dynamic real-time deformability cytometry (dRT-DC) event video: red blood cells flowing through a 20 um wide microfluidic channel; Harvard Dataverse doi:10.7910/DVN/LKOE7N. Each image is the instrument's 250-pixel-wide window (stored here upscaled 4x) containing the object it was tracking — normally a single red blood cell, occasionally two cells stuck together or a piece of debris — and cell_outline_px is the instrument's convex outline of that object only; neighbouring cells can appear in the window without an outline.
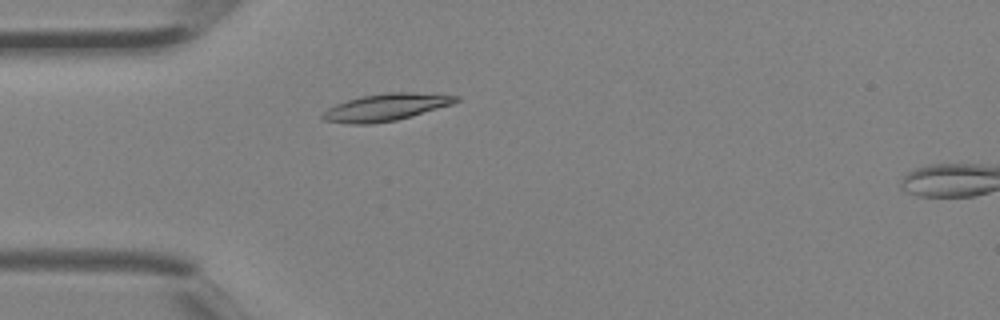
{"species": "Egyptian fruit bat (a non-hibernating species)", "species_latin": "Rousettus aegyptiacus", "temperature_condition": "room temperature", "stored_images_in_passage": 3, "camera_frame_rate_fps": 3000, "um_per_image_px": 0.085, "animal": {"sex": "female"}, "frame": {"image": 1, "passage_image": 3, "time_ms": 0.667, "image_size_px": [1000, 320], "cell_outline_px": [[460, 100], [452, 104], [412, 116], [396, 120], [372, 124], [352, 124], [324, 120], [320, 116], [328, 108], [336, 104], [360, 96], [388, 92], [412, 92], [460, 96]], "centroid_in_image_um": [32.81, 9.11], "position_along_channel_um": 52.2, "area_um2": 20.98}}